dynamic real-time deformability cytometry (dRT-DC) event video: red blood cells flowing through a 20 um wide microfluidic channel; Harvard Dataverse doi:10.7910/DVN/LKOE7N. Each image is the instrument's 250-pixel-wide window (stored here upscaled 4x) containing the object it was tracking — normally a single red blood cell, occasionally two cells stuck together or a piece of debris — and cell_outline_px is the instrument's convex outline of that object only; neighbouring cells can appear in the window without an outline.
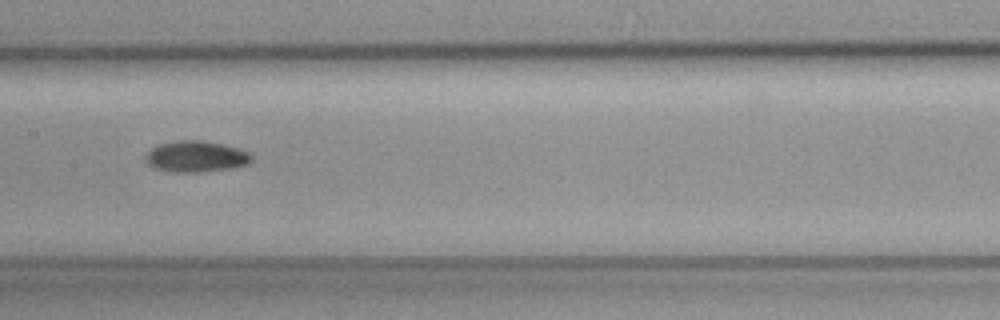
{"species": "common noctule bat (a hibernating species)", "species_latin": "Nyctalus noctula", "temperature_condition": "cold", "stored_images_in_passage": 39, "camera_frame_rate_fps": 3000, "um_per_image_px": 0.085, "animal": {"sex": "female", "body_mass_g": 19.3, "forearm_length_mm": 54.1}, "frame": {"image": 1, "passage_image": 12, "time_ms": 3.667, "image_size_px": [1000, 320], "cell_outline_px": [[252, 160], [248, 164], [232, 168], [200, 172], [172, 172], [156, 168], [148, 164], [144, 160], [144, 156], [156, 144], [176, 140], [204, 140], [224, 144], [240, 148], [248, 152], [252, 156]], "centroid_in_image_um": [16.65, 13.29], "position_along_channel_um": 190.7, "area_um2": 19.54}}
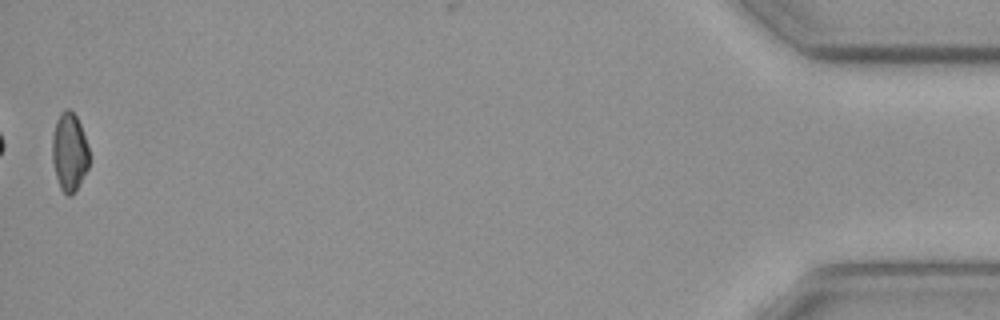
{"frame": {"image": 2, "passage_image": 39, "time_ms": 12.667, "image_size_px": [1000, 320], "cell_outline_px": [[88, 168], [76, 188], [68, 196], [60, 188], [56, 176], [52, 160], [52, 136], [56, 120], [60, 112], [64, 108], [68, 108], [76, 116], [80, 124], [88, 148]], "centroid_in_image_um": [5.87, 12.87], "position_along_channel_um": 429.3, "area_um2": 16.59}}